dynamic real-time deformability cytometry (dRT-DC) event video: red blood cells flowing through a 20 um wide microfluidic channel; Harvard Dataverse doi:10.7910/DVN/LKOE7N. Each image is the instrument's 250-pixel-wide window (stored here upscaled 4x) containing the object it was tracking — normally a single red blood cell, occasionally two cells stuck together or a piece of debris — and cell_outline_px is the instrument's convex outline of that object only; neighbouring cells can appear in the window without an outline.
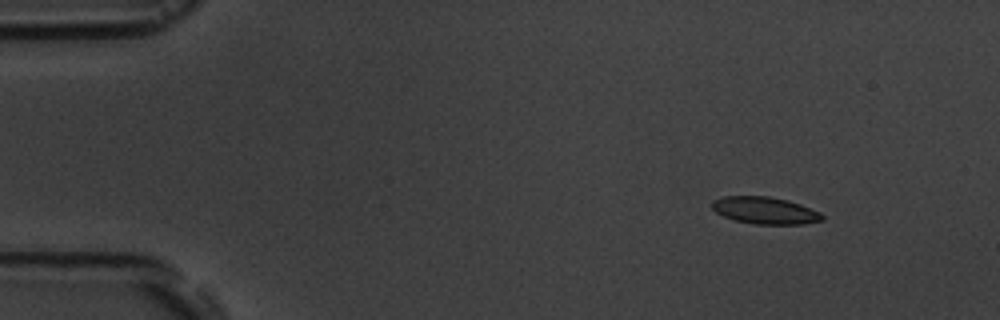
{"species": "common noctule bat (a hibernating species)", "species_latin": "Nyctalus noctula", "temperature_condition": "room temperature", "stored_images_in_passage": 4, "camera_frame_rate_fps": 3000, "um_per_image_px": 0.085, "animal": {"sex": "male", "body_mass_g": 19.5, "forearm_length_mm": 54.6}, "frame": {"image": 1, "passage_image": 1, "time_ms": 0.0, "image_size_px": [1000, 320], "cell_outline_px": [[824, 220], [804, 224], [756, 224], [736, 220], [724, 216], [716, 212], [712, 208], [712, 200], [724, 196], [768, 196], [788, 200], [800, 204], [820, 212], [824, 216]], "centroid_in_image_um": [65.04, 17.88], "position_along_channel_um": 20.0, "area_um2": 17.34}}
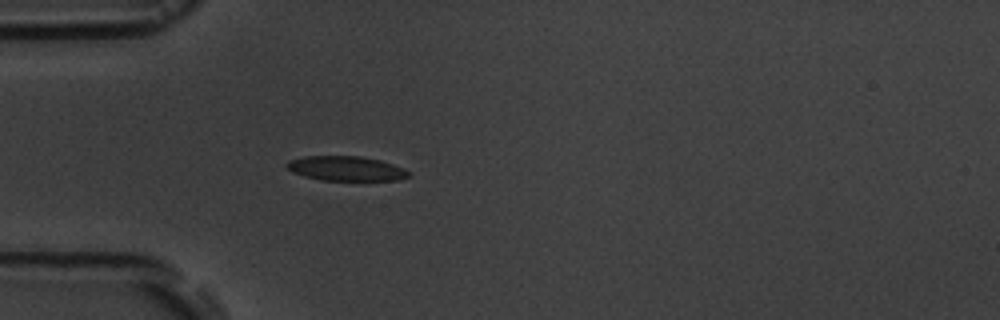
{"frame": {"image": 2, "passage_image": 4, "time_ms": 3.333, "image_size_px": [1000, 320], "cell_outline_px": [[408, 176], [396, 180], [320, 180], [304, 176], [292, 172], [284, 164], [288, 160], [304, 156], [360, 156], [380, 160], [404, 168], [408, 172]], "centroid_in_image_um": [29.35, 14.31], "position_along_channel_um": 55.6, "area_um2": 17.4}}